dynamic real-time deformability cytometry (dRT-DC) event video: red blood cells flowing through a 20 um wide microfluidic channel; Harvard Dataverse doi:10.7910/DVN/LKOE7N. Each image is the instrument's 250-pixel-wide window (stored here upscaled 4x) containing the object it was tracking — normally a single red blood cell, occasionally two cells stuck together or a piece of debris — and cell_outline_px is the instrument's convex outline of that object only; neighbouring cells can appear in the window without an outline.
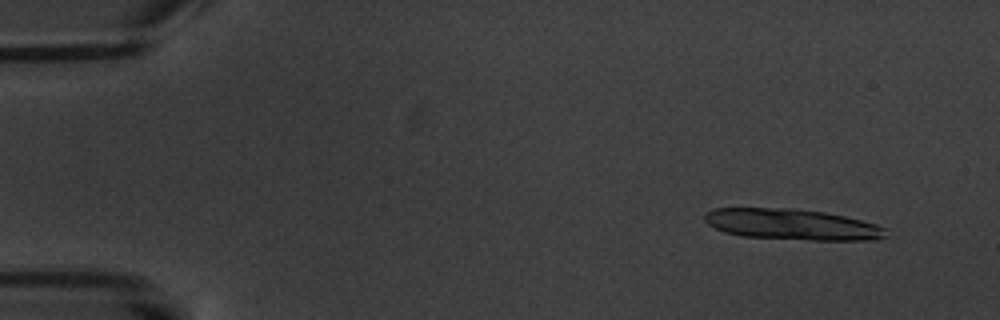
{"species": "common noctule bat (a hibernating species)", "species_latin": "Nyctalus noctula", "temperature_condition": "warm", "stored_images_in_passage": 7, "camera_frame_rate_fps": 3000, "um_per_image_px": 0.085, "animal": {"sex": "male", "body_mass_g": 20.1, "forearm_length_mm": 53.5}, "frame": {"image": 1, "passage_image": 2, "time_ms": 1.333, "image_size_px": [1000, 320], "cell_outline_px": [[888, 236], [872, 240], [812, 240], [740, 236], [724, 232], [708, 224], [704, 220], [704, 212], [712, 208], [792, 208], [824, 212], [844, 216], [876, 224], [888, 228]], "centroid_in_image_um": [67.32, 19.07], "position_along_channel_um": 17.7, "area_um2": 32.89}}
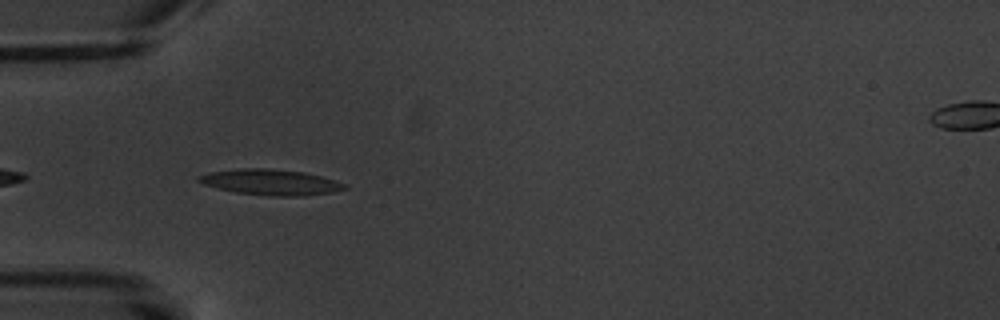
{"frame": {"image": 2, "passage_image": 6, "time_ms": 6.0, "image_size_px": [1000, 320], "cell_outline_px": [[348, 188], [332, 192], [304, 196], [272, 196], [236, 192], [216, 188], [204, 184], [196, 180], [196, 176], [212, 172], [240, 168], [268, 168], [304, 172], [336, 180], [344, 184]], "centroid_in_image_um": [23.0, 15.48], "position_along_channel_um": 62.0, "area_um2": 21.79}}